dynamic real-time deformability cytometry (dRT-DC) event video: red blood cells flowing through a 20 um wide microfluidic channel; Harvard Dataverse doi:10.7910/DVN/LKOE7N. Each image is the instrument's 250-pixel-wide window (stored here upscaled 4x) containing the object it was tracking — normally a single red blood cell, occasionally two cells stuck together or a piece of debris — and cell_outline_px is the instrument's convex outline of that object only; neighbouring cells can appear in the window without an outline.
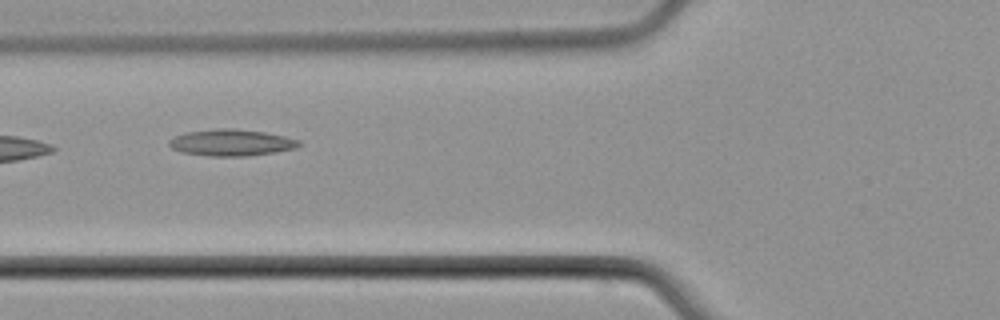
{"species": "common noctule bat (a hibernating species)", "species_latin": "Nyctalus noctula", "temperature_condition": "cold", "stored_images_in_passage": 3, "camera_frame_rate_fps": 3000, "um_per_image_px": 0.085, "animal": {"sex": "male", "body_mass_g": 21.5, "forearm_length_mm": 52.0}, "frame": {"image": 1, "passage_image": 2, "time_ms": 1.333, "image_size_px": [1000, 320], "cell_outline_px": [[304, 144], [296, 148], [276, 152], [248, 156], [212, 156], [184, 152], [172, 148], [168, 144], [168, 140], [184, 132], [216, 128], [232, 128], [264, 132], [284, 136], [300, 140]], "centroid_in_image_um": [19.7, 12.11], "position_along_channel_um": 106.1, "area_um2": 20.17}}
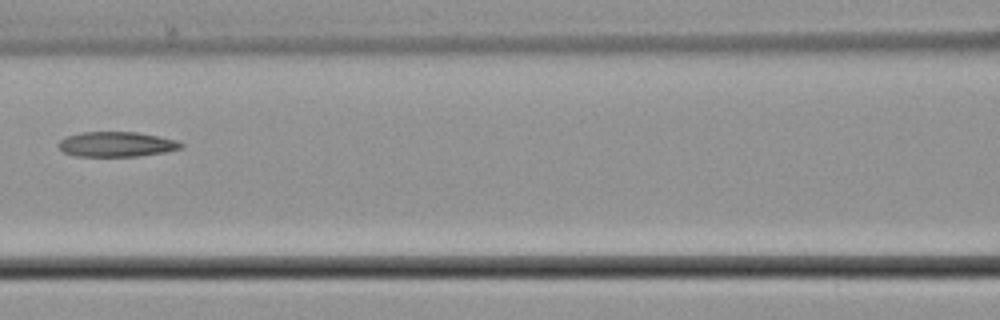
{"frame": {"image": 2, "passage_image": 3, "time_ms": 2.667, "image_size_px": [1000, 320], "cell_outline_px": [[184, 148], [164, 152], [140, 156], [76, 156], [64, 152], [56, 144], [60, 140], [68, 136], [80, 132], [136, 132], [176, 140], [184, 144]], "centroid_in_image_um": [9.91, 12.26], "position_along_channel_um": 156.7, "area_um2": 17.8}}